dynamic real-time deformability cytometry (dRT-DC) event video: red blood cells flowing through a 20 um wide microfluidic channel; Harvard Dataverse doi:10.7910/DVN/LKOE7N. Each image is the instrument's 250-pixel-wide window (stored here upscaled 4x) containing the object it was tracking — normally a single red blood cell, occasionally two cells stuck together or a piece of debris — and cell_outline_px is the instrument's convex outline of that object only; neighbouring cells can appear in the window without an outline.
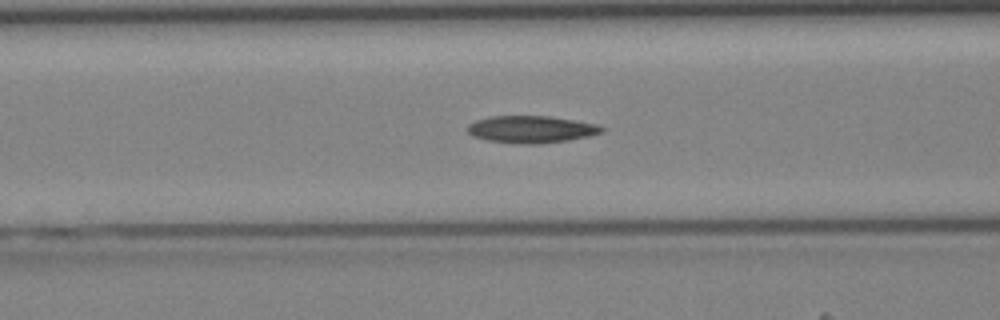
{"species": "Egyptian fruit bat (a non-hibernating species)", "species_latin": "Rousettus aegyptiacus", "temperature_condition": "cold", "stored_images_in_passage": 42, "camera_frame_rate_fps": 3000, "um_per_image_px": 0.085, "animal": {"sex": "female"}, "frame": {"image": 1, "passage_image": 17, "time_ms": 5.333, "image_size_px": [1000, 320], "cell_outline_px": [[604, 132], [588, 136], [568, 140], [540, 144], [520, 144], [488, 140], [472, 136], [468, 132], [468, 124], [476, 120], [492, 116], [548, 116], [596, 124], [604, 128]], "centroid_in_image_um": [45.14, 11.0], "position_along_channel_um": 121.5, "area_um2": 21.1}}
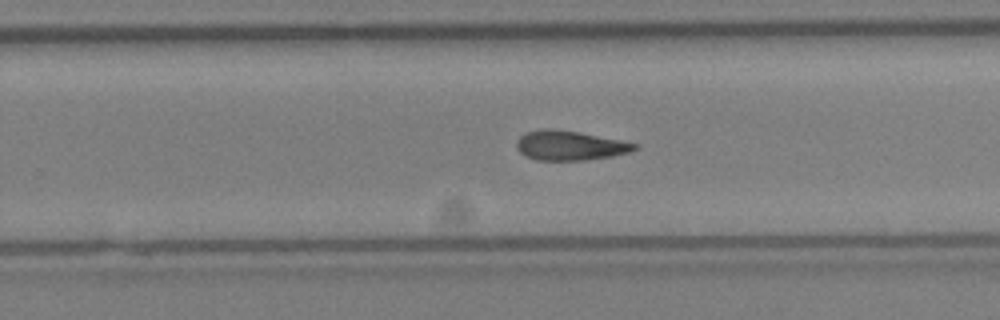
{"frame": {"image": 2, "passage_image": 27, "time_ms": 8.667, "image_size_px": [1000, 320], "cell_outline_px": [[640, 148], [628, 152], [612, 156], [584, 160], [536, 160], [520, 152], [516, 148], [516, 140], [524, 132], [544, 128], [552, 128], [580, 132], [640, 144]], "centroid_in_image_um": [48.43, 12.35], "position_along_channel_um": 281.4, "area_um2": 20.46}}
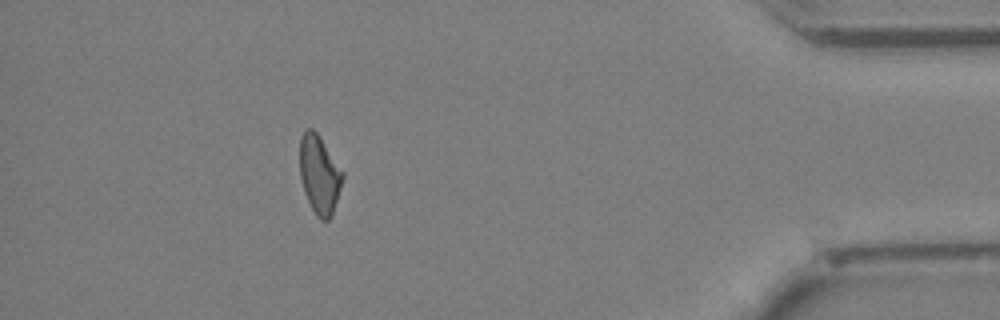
{"frame": {"image": 3, "passage_image": 38, "time_ms": 12.333, "image_size_px": [1000, 320], "cell_outline_px": [[344, 176], [332, 216], [328, 220], [320, 220], [316, 216], [304, 192], [300, 176], [300, 136], [304, 128], [312, 128], [316, 132], [344, 172]], "centroid_in_image_um": [27.14, 14.83], "position_along_channel_um": 408.1, "area_um2": 19.59}}